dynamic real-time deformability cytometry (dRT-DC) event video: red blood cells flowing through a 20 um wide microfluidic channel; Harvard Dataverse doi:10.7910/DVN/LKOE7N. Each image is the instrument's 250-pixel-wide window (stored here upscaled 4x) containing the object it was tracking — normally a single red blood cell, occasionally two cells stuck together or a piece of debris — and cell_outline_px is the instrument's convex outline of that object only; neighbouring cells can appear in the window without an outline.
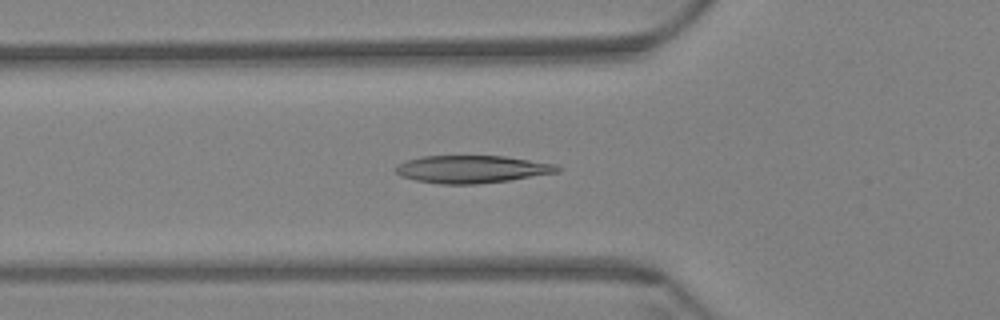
{"species": "Egyptian fruit bat (a non-hibernating species)", "species_latin": "Rousettus aegyptiacus", "temperature_condition": "warm", "stored_images_in_passage": 55, "camera_frame_rate_fps": 3000, "um_per_image_px": 0.085, "animal": {"sex": "female"}, "frame": {"image": 1, "passage_image": 16, "time_ms": 5.0, "image_size_px": [1000, 320], "cell_outline_px": [[564, 168], [560, 172], [508, 180], [476, 184], [440, 184], [416, 180], [400, 176], [396, 172], [396, 164], [408, 160], [424, 156], [504, 156], [556, 164]], "centroid_in_image_um": [40.14, 14.38], "position_along_channel_um": 85.7, "area_um2": 25.95}}
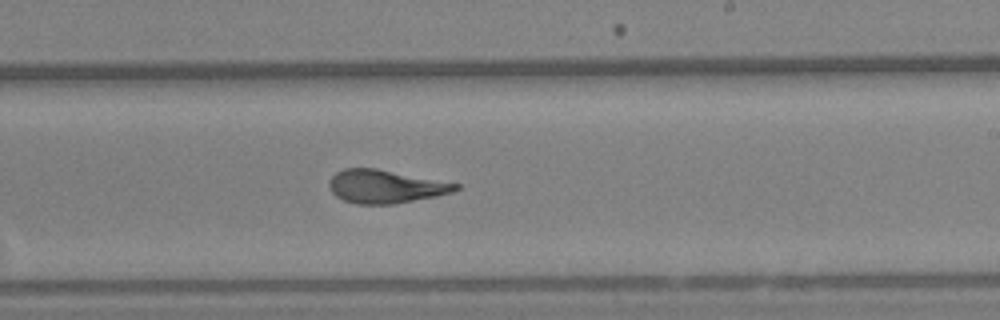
{"frame": {"image": 2, "passage_image": 31, "time_ms": 10.0, "image_size_px": [1000, 320], "cell_outline_px": [[460, 188], [452, 192], [436, 196], [396, 204], [356, 204], [344, 200], [336, 196], [332, 192], [328, 184], [328, 180], [336, 172], [344, 168], [376, 168], [460, 184]], "centroid_in_image_um": [32.74, 15.85], "position_along_channel_um": 256.3, "area_um2": 24.51}}
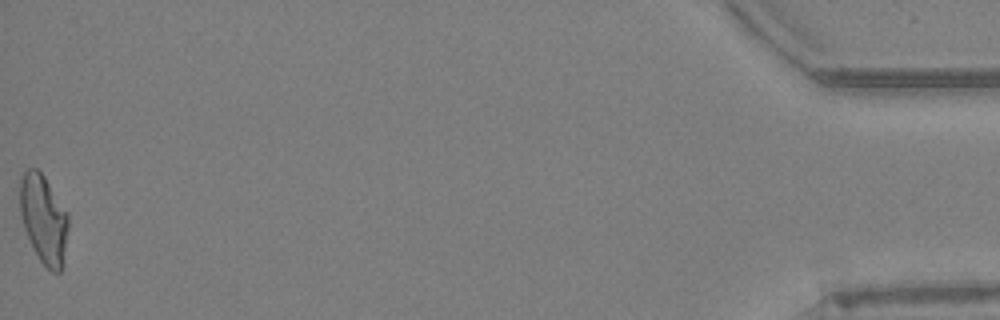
{"frame": {"image": 3, "passage_image": 55, "time_ms": 18.0, "image_size_px": [1000, 320], "cell_outline_px": [[68, 228], [60, 272], [52, 272], [40, 260], [32, 248], [24, 228], [20, 212], [20, 180], [24, 172], [28, 168], [36, 168], [44, 176], [68, 212]], "centroid_in_image_um": [3.7, 18.59], "position_along_channel_um": 431.5, "area_um2": 24.74}, "authors_computed_cell_mechanics": {"area_um2": 25.0274, "velocity_mm_per_s": 3.4158, "shape_relaxation_time_tau1_ms": 6.3405, "shape_relaxation_time_tau2_ms": 1.8687, "deformation_change_tau1": 0.2136, "deformation_change_tau2": 0.0803}}